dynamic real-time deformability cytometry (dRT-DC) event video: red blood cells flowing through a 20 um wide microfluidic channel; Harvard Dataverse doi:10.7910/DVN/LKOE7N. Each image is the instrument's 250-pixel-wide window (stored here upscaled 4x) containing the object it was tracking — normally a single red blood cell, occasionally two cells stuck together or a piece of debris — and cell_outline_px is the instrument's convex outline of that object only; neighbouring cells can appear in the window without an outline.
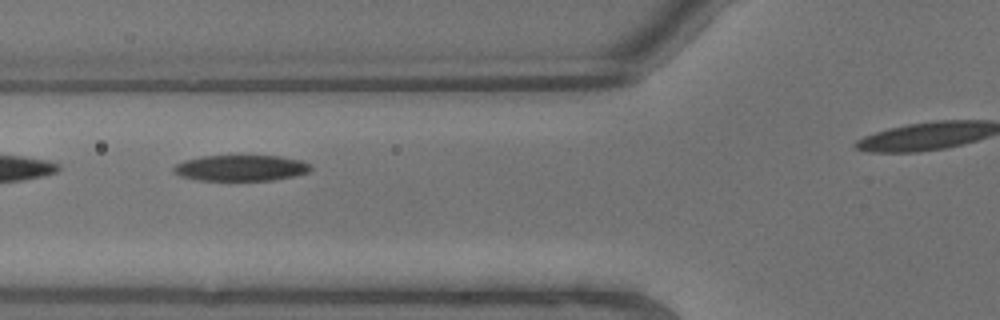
{"species": "common noctule bat (a hibernating species)", "species_latin": "Nyctalus noctula", "temperature_condition": "warm", "stored_images_in_passage": 5, "segment_of_instrument_passage": [1, 2], "camera_frame_rate_fps": 3000, "um_per_image_px": 0.085, "animal": {"sex": "male", "body_mass_g": 13.3}, "frame": {"image": 1, "passage_image": 3, "time_ms": 0.667, "image_size_px": [1000, 320], "cell_outline_px": [[312, 168], [308, 172], [292, 176], [272, 180], [200, 180], [180, 176], [172, 172], [172, 168], [176, 164], [184, 160], [200, 156], [280, 156], [300, 160], [308, 164]], "centroid_in_image_um": [20.42, 14.27], "position_along_channel_um": 105.4, "area_um2": 20.58}}